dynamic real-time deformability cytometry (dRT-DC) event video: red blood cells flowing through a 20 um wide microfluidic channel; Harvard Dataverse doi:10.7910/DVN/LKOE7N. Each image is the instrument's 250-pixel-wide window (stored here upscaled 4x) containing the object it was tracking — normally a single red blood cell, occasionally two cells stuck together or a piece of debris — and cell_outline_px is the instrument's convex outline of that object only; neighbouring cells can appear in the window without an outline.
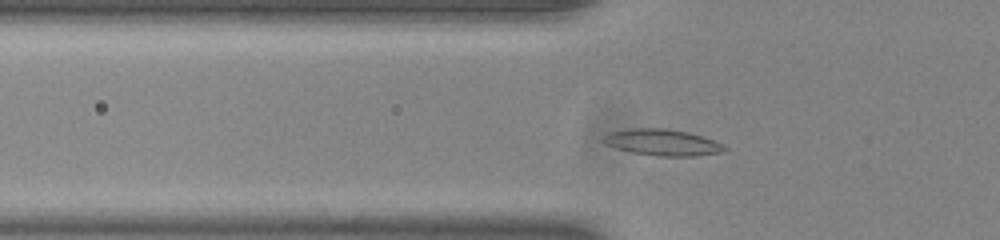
{"species": "common noctule bat (a hibernating species)", "species_latin": "Nyctalus noctula", "temperature_condition": "room temperature", "stored_images_in_passage": 42, "camera_frame_rate_fps": 3000, "um_per_image_px": 0.085, "animal": {"sex": "male", "body_mass_g": 20.0, "forearm_length_mm": 53.3}, "frame": {"image": 1, "passage_image": 7, "time_ms": 2.0, "image_size_px": [1000, 240], "cell_outline_px": [[728, 148], [724, 152], [692, 156], [656, 156], [632, 152], [616, 148], [604, 144], [600, 140], [600, 136], [608, 132], [632, 128], [664, 128], [688, 132], [724, 144]], "centroid_in_image_um": [56.24, 12.1], "position_along_channel_um": 69.6, "area_um2": 18.79}}
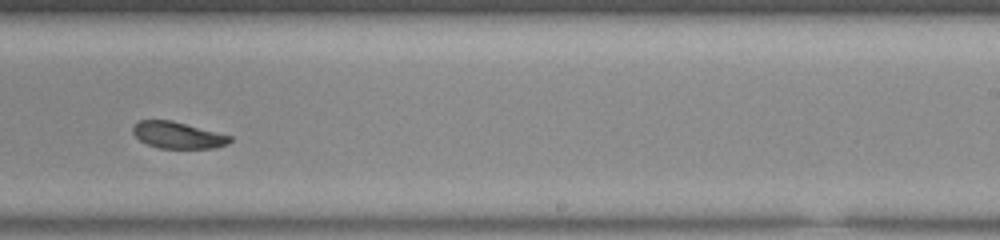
{"frame": {"image": 2, "passage_image": 23, "time_ms": 7.333, "image_size_px": [1000, 240], "cell_outline_px": [[232, 140], [228, 144], [216, 148], [160, 148], [148, 144], [140, 140], [132, 132], [132, 124], [140, 120], [172, 120], [232, 136]], "centroid_in_image_um": [15.11, 11.48], "position_along_channel_um": 273.9, "area_um2": 15.09}}
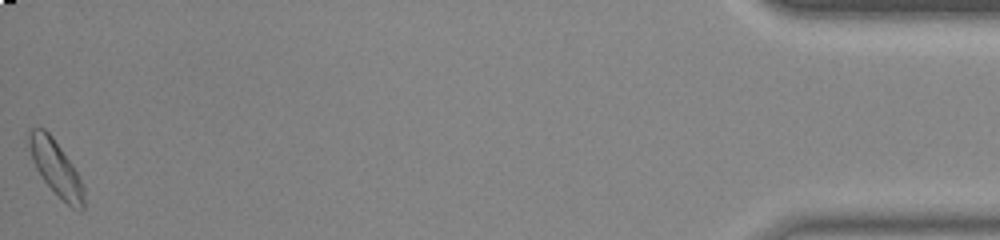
{"frame": {"image": 3, "passage_image": 42, "time_ms": 13.667, "image_size_px": [1000, 240], "cell_outline_px": [[84, 208], [80, 212], [72, 208], [44, 180], [36, 168], [32, 160], [28, 144], [28, 128], [44, 128], [52, 136], [72, 164], [84, 188]], "centroid_in_image_um": [4.74, 14.25], "position_along_channel_um": 430.5, "area_um2": 17.28}, "authors_computed_cell_mechanics": {"area_um2": 16.0684, "velocity_mm_per_s": 3.8578, "shape_relaxation_time_tau1_ms": 4.7186, "shape_relaxation_time_tau2_ms": null, "deformation_change_tau1": 0.1222, "deformation_change_tau2": null}}